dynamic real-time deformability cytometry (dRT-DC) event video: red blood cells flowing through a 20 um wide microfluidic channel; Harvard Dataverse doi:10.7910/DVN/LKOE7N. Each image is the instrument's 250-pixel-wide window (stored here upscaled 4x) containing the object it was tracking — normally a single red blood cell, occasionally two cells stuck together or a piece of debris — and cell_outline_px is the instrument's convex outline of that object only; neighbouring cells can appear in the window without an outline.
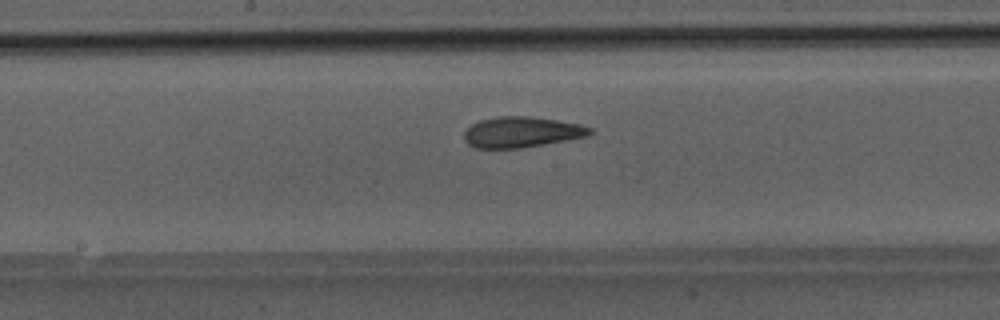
{"species": "Egyptian fruit bat (a non-hibernating species)", "species_latin": "Rousettus aegyptiacus", "temperature_condition": "room temperature", "stored_images_in_passage": 39, "camera_frame_rate_fps": 3000, "um_per_image_px": 0.085, "animal": {"sex": "male"}, "frame": {"image": 1, "passage_image": 22, "time_ms": 7.0, "image_size_px": [1000, 320], "cell_outline_px": [[592, 132], [588, 136], [544, 144], [520, 148], [476, 148], [468, 144], [464, 140], [464, 132], [472, 124], [480, 120], [500, 116], [528, 116], [556, 120], [580, 124], [592, 128]], "centroid_in_image_um": [44.33, 11.23], "position_along_channel_um": 203.9, "area_um2": 22.37}}
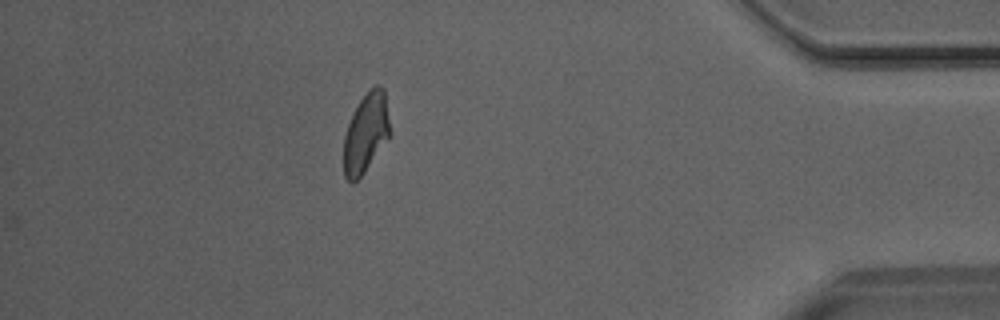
{"frame": {"image": 2, "passage_image": 39, "time_ms": 12.667, "image_size_px": [1000, 320], "cell_outline_px": [[388, 136], [364, 172], [352, 184], [344, 176], [344, 136], [348, 124], [360, 100], [376, 84], [380, 84], [384, 88], [388, 120]], "centroid_in_image_um": [31.06, 11.3], "position_along_channel_um": 404.1, "area_um2": 20.52}}